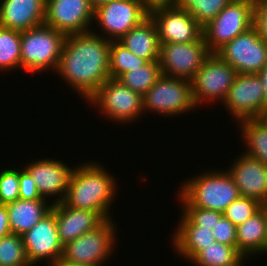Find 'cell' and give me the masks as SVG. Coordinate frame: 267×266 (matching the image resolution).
Returning a JSON list of instances; mask_svg holds the SVG:
<instances>
[{
	"instance_id": "cell-21",
	"label": "cell",
	"mask_w": 267,
	"mask_h": 266,
	"mask_svg": "<svg viewBox=\"0 0 267 266\" xmlns=\"http://www.w3.org/2000/svg\"><path fill=\"white\" fill-rule=\"evenodd\" d=\"M172 232L173 251L185 261L190 262L201 250L216 242L210 228L194 225L183 213Z\"/></svg>"
},
{
	"instance_id": "cell-23",
	"label": "cell",
	"mask_w": 267,
	"mask_h": 266,
	"mask_svg": "<svg viewBox=\"0 0 267 266\" xmlns=\"http://www.w3.org/2000/svg\"><path fill=\"white\" fill-rule=\"evenodd\" d=\"M5 205L11 233L22 236L51 211L53 204L46 199H17Z\"/></svg>"
},
{
	"instance_id": "cell-1",
	"label": "cell",
	"mask_w": 267,
	"mask_h": 266,
	"mask_svg": "<svg viewBox=\"0 0 267 266\" xmlns=\"http://www.w3.org/2000/svg\"><path fill=\"white\" fill-rule=\"evenodd\" d=\"M110 46L92 31L66 36L55 75L85 103L110 78Z\"/></svg>"
},
{
	"instance_id": "cell-13",
	"label": "cell",
	"mask_w": 267,
	"mask_h": 266,
	"mask_svg": "<svg viewBox=\"0 0 267 266\" xmlns=\"http://www.w3.org/2000/svg\"><path fill=\"white\" fill-rule=\"evenodd\" d=\"M238 74H258L267 63V42L253 26L216 52Z\"/></svg>"
},
{
	"instance_id": "cell-37",
	"label": "cell",
	"mask_w": 267,
	"mask_h": 266,
	"mask_svg": "<svg viewBox=\"0 0 267 266\" xmlns=\"http://www.w3.org/2000/svg\"><path fill=\"white\" fill-rule=\"evenodd\" d=\"M254 23L259 36L267 42V0L254 1Z\"/></svg>"
},
{
	"instance_id": "cell-31",
	"label": "cell",
	"mask_w": 267,
	"mask_h": 266,
	"mask_svg": "<svg viewBox=\"0 0 267 266\" xmlns=\"http://www.w3.org/2000/svg\"><path fill=\"white\" fill-rule=\"evenodd\" d=\"M0 266H31L22 236L11 233L0 239Z\"/></svg>"
},
{
	"instance_id": "cell-24",
	"label": "cell",
	"mask_w": 267,
	"mask_h": 266,
	"mask_svg": "<svg viewBox=\"0 0 267 266\" xmlns=\"http://www.w3.org/2000/svg\"><path fill=\"white\" fill-rule=\"evenodd\" d=\"M118 42L139 58L158 61L160 52L159 36L154 21L149 16L141 24L133 27Z\"/></svg>"
},
{
	"instance_id": "cell-30",
	"label": "cell",
	"mask_w": 267,
	"mask_h": 266,
	"mask_svg": "<svg viewBox=\"0 0 267 266\" xmlns=\"http://www.w3.org/2000/svg\"><path fill=\"white\" fill-rule=\"evenodd\" d=\"M231 0H178L177 6L188 11L204 27L213 20Z\"/></svg>"
},
{
	"instance_id": "cell-6",
	"label": "cell",
	"mask_w": 267,
	"mask_h": 266,
	"mask_svg": "<svg viewBox=\"0 0 267 266\" xmlns=\"http://www.w3.org/2000/svg\"><path fill=\"white\" fill-rule=\"evenodd\" d=\"M86 103L115 125L134 124L144 113L142 96L118 79H107Z\"/></svg>"
},
{
	"instance_id": "cell-32",
	"label": "cell",
	"mask_w": 267,
	"mask_h": 266,
	"mask_svg": "<svg viewBox=\"0 0 267 266\" xmlns=\"http://www.w3.org/2000/svg\"><path fill=\"white\" fill-rule=\"evenodd\" d=\"M263 206L256 199L240 196L224 210L223 216L237 227L257 213Z\"/></svg>"
},
{
	"instance_id": "cell-4",
	"label": "cell",
	"mask_w": 267,
	"mask_h": 266,
	"mask_svg": "<svg viewBox=\"0 0 267 266\" xmlns=\"http://www.w3.org/2000/svg\"><path fill=\"white\" fill-rule=\"evenodd\" d=\"M66 35L42 24L21 32V70L28 74H55Z\"/></svg>"
},
{
	"instance_id": "cell-19",
	"label": "cell",
	"mask_w": 267,
	"mask_h": 266,
	"mask_svg": "<svg viewBox=\"0 0 267 266\" xmlns=\"http://www.w3.org/2000/svg\"><path fill=\"white\" fill-rule=\"evenodd\" d=\"M59 240L64 246L82 234L95 230L105 220L95 211L68 207L64 202L52 205Z\"/></svg>"
},
{
	"instance_id": "cell-7",
	"label": "cell",
	"mask_w": 267,
	"mask_h": 266,
	"mask_svg": "<svg viewBox=\"0 0 267 266\" xmlns=\"http://www.w3.org/2000/svg\"><path fill=\"white\" fill-rule=\"evenodd\" d=\"M114 221L105 220L95 230L84 233L64 245L62 259L80 265L105 266L117 247L116 236L119 230Z\"/></svg>"
},
{
	"instance_id": "cell-36",
	"label": "cell",
	"mask_w": 267,
	"mask_h": 266,
	"mask_svg": "<svg viewBox=\"0 0 267 266\" xmlns=\"http://www.w3.org/2000/svg\"><path fill=\"white\" fill-rule=\"evenodd\" d=\"M19 199H44L39 193L32 176L24 168L19 169Z\"/></svg>"
},
{
	"instance_id": "cell-28",
	"label": "cell",
	"mask_w": 267,
	"mask_h": 266,
	"mask_svg": "<svg viewBox=\"0 0 267 266\" xmlns=\"http://www.w3.org/2000/svg\"><path fill=\"white\" fill-rule=\"evenodd\" d=\"M161 75L159 61H150L136 67L132 71L123 73L118 80L134 92L143 96Z\"/></svg>"
},
{
	"instance_id": "cell-43",
	"label": "cell",
	"mask_w": 267,
	"mask_h": 266,
	"mask_svg": "<svg viewBox=\"0 0 267 266\" xmlns=\"http://www.w3.org/2000/svg\"><path fill=\"white\" fill-rule=\"evenodd\" d=\"M260 119L264 122L267 126V109L261 114Z\"/></svg>"
},
{
	"instance_id": "cell-5",
	"label": "cell",
	"mask_w": 267,
	"mask_h": 266,
	"mask_svg": "<svg viewBox=\"0 0 267 266\" xmlns=\"http://www.w3.org/2000/svg\"><path fill=\"white\" fill-rule=\"evenodd\" d=\"M142 101L144 115L152 112L164 118L187 115V112L189 114L198 108L193 98L191 81L163 74L142 96Z\"/></svg>"
},
{
	"instance_id": "cell-25",
	"label": "cell",
	"mask_w": 267,
	"mask_h": 266,
	"mask_svg": "<svg viewBox=\"0 0 267 266\" xmlns=\"http://www.w3.org/2000/svg\"><path fill=\"white\" fill-rule=\"evenodd\" d=\"M237 125L239 137L246 144L244 153L267 165V126L260 118L240 121Z\"/></svg>"
},
{
	"instance_id": "cell-39",
	"label": "cell",
	"mask_w": 267,
	"mask_h": 266,
	"mask_svg": "<svg viewBox=\"0 0 267 266\" xmlns=\"http://www.w3.org/2000/svg\"><path fill=\"white\" fill-rule=\"evenodd\" d=\"M11 234L8 211L5 204H0V239Z\"/></svg>"
},
{
	"instance_id": "cell-38",
	"label": "cell",
	"mask_w": 267,
	"mask_h": 266,
	"mask_svg": "<svg viewBox=\"0 0 267 266\" xmlns=\"http://www.w3.org/2000/svg\"><path fill=\"white\" fill-rule=\"evenodd\" d=\"M145 9L150 13L153 10L177 6L178 0H140Z\"/></svg>"
},
{
	"instance_id": "cell-33",
	"label": "cell",
	"mask_w": 267,
	"mask_h": 266,
	"mask_svg": "<svg viewBox=\"0 0 267 266\" xmlns=\"http://www.w3.org/2000/svg\"><path fill=\"white\" fill-rule=\"evenodd\" d=\"M19 199V168H4L0 171V204Z\"/></svg>"
},
{
	"instance_id": "cell-34",
	"label": "cell",
	"mask_w": 267,
	"mask_h": 266,
	"mask_svg": "<svg viewBox=\"0 0 267 266\" xmlns=\"http://www.w3.org/2000/svg\"><path fill=\"white\" fill-rule=\"evenodd\" d=\"M183 213L194 225L202 226V228H212L218 223L223 213L207 210L199 207H180Z\"/></svg>"
},
{
	"instance_id": "cell-16",
	"label": "cell",
	"mask_w": 267,
	"mask_h": 266,
	"mask_svg": "<svg viewBox=\"0 0 267 266\" xmlns=\"http://www.w3.org/2000/svg\"><path fill=\"white\" fill-rule=\"evenodd\" d=\"M31 266L46 261L48 266L62 258L63 245L59 240L55 214L50 211L32 229L22 235Z\"/></svg>"
},
{
	"instance_id": "cell-42",
	"label": "cell",
	"mask_w": 267,
	"mask_h": 266,
	"mask_svg": "<svg viewBox=\"0 0 267 266\" xmlns=\"http://www.w3.org/2000/svg\"><path fill=\"white\" fill-rule=\"evenodd\" d=\"M112 0H90L92 7L95 9L99 5H102L104 3L110 2Z\"/></svg>"
},
{
	"instance_id": "cell-12",
	"label": "cell",
	"mask_w": 267,
	"mask_h": 266,
	"mask_svg": "<svg viewBox=\"0 0 267 266\" xmlns=\"http://www.w3.org/2000/svg\"><path fill=\"white\" fill-rule=\"evenodd\" d=\"M209 54L204 37L195 42L160 44L161 74L192 81Z\"/></svg>"
},
{
	"instance_id": "cell-11",
	"label": "cell",
	"mask_w": 267,
	"mask_h": 266,
	"mask_svg": "<svg viewBox=\"0 0 267 266\" xmlns=\"http://www.w3.org/2000/svg\"><path fill=\"white\" fill-rule=\"evenodd\" d=\"M223 105L237 124L248 119H259L267 106L258 74H238Z\"/></svg>"
},
{
	"instance_id": "cell-22",
	"label": "cell",
	"mask_w": 267,
	"mask_h": 266,
	"mask_svg": "<svg viewBox=\"0 0 267 266\" xmlns=\"http://www.w3.org/2000/svg\"><path fill=\"white\" fill-rule=\"evenodd\" d=\"M236 248L247 261L267 253V206L237 226Z\"/></svg>"
},
{
	"instance_id": "cell-8",
	"label": "cell",
	"mask_w": 267,
	"mask_h": 266,
	"mask_svg": "<svg viewBox=\"0 0 267 266\" xmlns=\"http://www.w3.org/2000/svg\"><path fill=\"white\" fill-rule=\"evenodd\" d=\"M253 0H231L203 27V37L210 53H216L237 35L245 33L254 23Z\"/></svg>"
},
{
	"instance_id": "cell-41",
	"label": "cell",
	"mask_w": 267,
	"mask_h": 266,
	"mask_svg": "<svg viewBox=\"0 0 267 266\" xmlns=\"http://www.w3.org/2000/svg\"><path fill=\"white\" fill-rule=\"evenodd\" d=\"M50 266H87V265H80V264H76V263H71V262H68V261L60 258L59 260H57L56 262H54Z\"/></svg>"
},
{
	"instance_id": "cell-29",
	"label": "cell",
	"mask_w": 267,
	"mask_h": 266,
	"mask_svg": "<svg viewBox=\"0 0 267 266\" xmlns=\"http://www.w3.org/2000/svg\"><path fill=\"white\" fill-rule=\"evenodd\" d=\"M109 61L112 79H118L123 73L148 63L147 60L139 58L118 41H111Z\"/></svg>"
},
{
	"instance_id": "cell-15",
	"label": "cell",
	"mask_w": 267,
	"mask_h": 266,
	"mask_svg": "<svg viewBox=\"0 0 267 266\" xmlns=\"http://www.w3.org/2000/svg\"><path fill=\"white\" fill-rule=\"evenodd\" d=\"M25 164L23 168L32 176L42 198L50 200L52 204L64 201L74 167L48 157L32 159Z\"/></svg>"
},
{
	"instance_id": "cell-20",
	"label": "cell",
	"mask_w": 267,
	"mask_h": 266,
	"mask_svg": "<svg viewBox=\"0 0 267 266\" xmlns=\"http://www.w3.org/2000/svg\"><path fill=\"white\" fill-rule=\"evenodd\" d=\"M46 0H0V26L25 31L44 24Z\"/></svg>"
},
{
	"instance_id": "cell-14",
	"label": "cell",
	"mask_w": 267,
	"mask_h": 266,
	"mask_svg": "<svg viewBox=\"0 0 267 266\" xmlns=\"http://www.w3.org/2000/svg\"><path fill=\"white\" fill-rule=\"evenodd\" d=\"M93 19L90 0H46L44 24L66 36L91 31Z\"/></svg>"
},
{
	"instance_id": "cell-26",
	"label": "cell",
	"mask_w": 267,
	"mask_h": 266,
	"mask_svg": "<svg viewBox=\"0 0 267 266\" xmlns=\"http://www.w3.org/2000/svg\"><path fill=\"white\" fill-rule=\"evenodd\" d=\"M246 258L236 246L219 242L205 247L189 263L194 266H245Z\"/></svg>"
},
{
	"instance_id": "cell-3",
	"label": "cell",
	"mask_w": 267,
	"mask_h": 266,
	"mask_svg": "<svg viewBox=\"0 0 267 266\" xmlns=\"http://www.w3.org/2000/svg\"><path fill=\"white\" fill-rule=\"evenodd\" d=\"M204 171L180 184L177 202H181V207H199L223 213L241 196L239 189L226 169L208 168Z\"/></svg>"
},
{
	"instance_id": "cell-2",
	"label": "cell",
	"mask_w": 267,
	"mask_h": 266,
	"mask_svg": "<svg viewBox=\"0 0 267 266\" xmlns=\"http://www.w3.org/2000/svg\"><path fill=\"white\" fill-rule=\"evenodd\" d=\"M116 179L101 162L86 160L74 167L63 202L71 208L95 211L104 220L113 219L111 206L119 196Z\"/></svg>"
},
{
	"instance_id": "cell-18",
	"label": "cell",
	"mask_w": 267,
	"mask_h": 266,
	"mask_svg": "<svg viewBox=\"0 0 267 266\" xmlns=\"http://www.w3.org/2000/svg\"><path fill=\"white\" fill-rule=\"evenodd\" d=\"M234 159L226 171L231 175L240 195L256 199L267 206V165L243 152Z\"/></svg>"
},
{
	"instance_id": "cell-40",
	"label": "cell",
	"mask_w": 267,
	"mask_h": 266,
	"mask_svg": "<svg viewBox=\"0 0 267 266\" xmlns=\"http://www.w3.org/2000/svg\"><path fill=\"white\" fill-rule=\"evenodd\" d=\"M258 76L262 81L265 105L267 106V63L261 68L260 72L258 73Z\"/></svg>"
},
{
	"instance_id": "cell-27",
	"label": "cell",
	"mask_w": 267,
	"mask_h": 266,
	"mask_svg": "<svg viewBox=\"0 0 267 266\" xmlns=\"http://www.w3.org/2000/svg\"><path fill=\"white\" fill-rule=\"evenodd\" d=\"M21 32L0 26V71L21 69ZM20 68V69H19ZM1 74V73H0Z\"/></svg>"
},
{
	"instance_id": "cell-10",
	"label": "cell",
	"mask_w": 267,
	"mask_h": 266,
	"mask_svg": "<svg viewBox=\"0 0 267 266\" xmlns=\"http://www.w3.org/2000/svg\"><path fill=\"white\" fill-rule=\"evenodd\" d=\"M237 75L217 53H210L191 81L196 106L201 108L212 102L214 106L216 101L222 104Z\"/></svg>"
},
{
	"instance_id": "cell-17",
	"label": "cell",
	"mask_w": 267,
	"mask_h": 266,
	"mask_svg": "<svg viewBox=\"0 0 267 266\" xmlns=\"http://www.w3.org/2000/svg\"><path fill=\"white\" fill-rule=\"evenodd\" d=\"M154 21L159 43H188L203 37V27L178 6L159 8L149 13Z\"/></svg>"
},
{
	"instance_id": "cell-9",
	"label": "cell",
	"mask_w": 267,
	"mask_h": 266,
	"mask_svg": "<svg viewBox=\"0 0 267 266\" xmlns=\"http://www.w3.org/2000/svg\"><path fill=\"white\" fill-rule=\"evenodd\" d=\"M148 17L149 12L140 0H112L94 9L93 25H96L91 31L107 40L118 41Z\"/></svg>"
},
{
	"instance_id": "cell-35",
	"label": "cell",
	"mask_w": 267,
	"mask_h": 266,
	"mask_svg": "<svg viewBox=\"0 0 267 266\" xmlns=\"http://www.w3.org/2000/svg\"><path fill=\"white\" fill-rule=\"evenodd\" d=\"M215 240L219 243L236 246L237 227L226 217L222 216L212 228Z\"/></svg>"
}]
</instances>
